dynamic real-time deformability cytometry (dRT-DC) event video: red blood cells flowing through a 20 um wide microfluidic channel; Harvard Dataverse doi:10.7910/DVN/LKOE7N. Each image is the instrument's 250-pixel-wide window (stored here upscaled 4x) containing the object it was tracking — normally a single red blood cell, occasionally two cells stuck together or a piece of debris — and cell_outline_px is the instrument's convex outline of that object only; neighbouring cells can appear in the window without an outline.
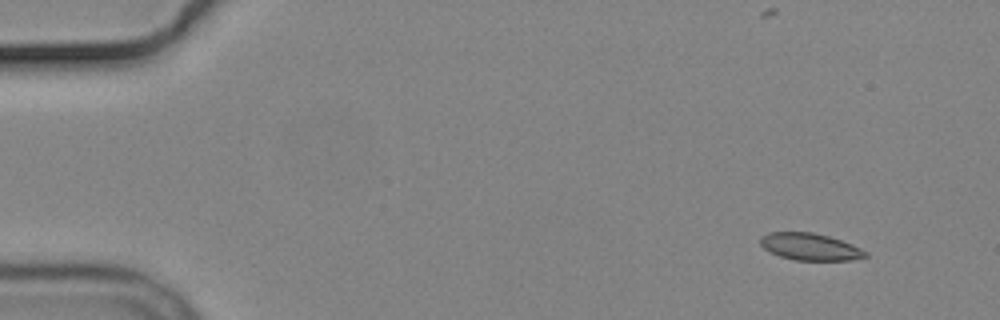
{"species": "common noctule bat (a hibernating species)", "species_latin": "Nyctalus noctula", "temperature_condition": "cold", "stored_images_in_passage": 4, "camera_frame_rate_fps": 3000, "um_per_image_px": 0.085, "animal": {"sex": "male", "body_mass_g": 19.2, "forearm_length_mm": 51.8}, "frame": {"image": 1, "passage_image": 1, "time_ms": 0.0, "image_size_px": [1000, 320], "cell_outline_px": [[868, 256], [852, 260], [796, 260], [780, 256], [764, 248], [760, 244], [760, 236], [768, 232], [812, 232], [828, 236], [852, 244], [868, 252]], "centroid_in_image_um": [68.86, 20.97], "position_along_channel_um": 16.1, "area_um2": 16.47}}
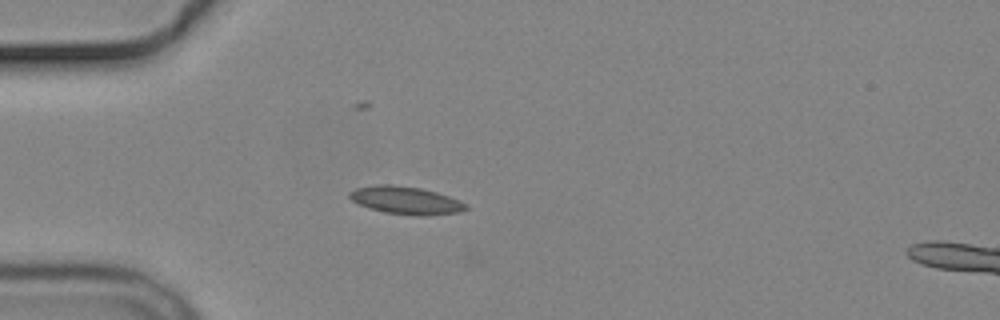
{"frame": {"image": 2, "passage_image": 4, "time_ms": 3.667, "image_size_px": [1000, 320], "cell_outline_px": [[468, 208], [460, 212], [424, 216], [416, 216], [384, 212], [368, 208], [352, 200], [348, 196], [348, 192], [356, 188], [376, 184], [392, 184], [420, 188], [436, 192], [460, 200], [468, 204]], "centroid_in_image_um": [34.5, 17.03], "position_along_channel_um": 50.5, "area_um2": 18.96}}